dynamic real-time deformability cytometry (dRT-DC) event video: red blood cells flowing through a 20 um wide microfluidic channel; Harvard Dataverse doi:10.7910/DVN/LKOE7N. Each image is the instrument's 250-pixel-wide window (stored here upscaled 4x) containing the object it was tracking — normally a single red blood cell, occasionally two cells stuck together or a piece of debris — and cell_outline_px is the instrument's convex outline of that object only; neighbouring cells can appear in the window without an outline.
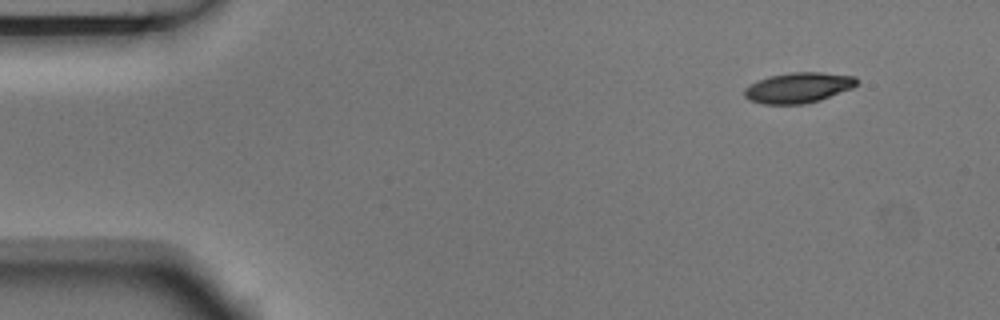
{"species": "Egyptian fruit bat (a non-hibernating species)", "species_latin": "Rousettus aegyptiacus", "temperature_condition": "room temperature", "stored_images_in_passage": 4, "camera_frame_rate_fps": 3000, "um_per_image_px": 0.085, "animal": {"sex": "male"}, "frame": {"image": 1, "passage_image": 1, "time_ms": 0.0, "image_size_px": [1000, 320], "cell_outline_px": [[860, 80], [852, 88], [820, 100], [804, 104], [764, 104], [748, 100], [744, 96], [744, 88], [768, 76], [792, 72], [820, 72], [856, 76]], "centroid_in_image_um": [67.87, 7.45], "position_along_channel_um": 17.1, "area_um2": 19.94}}
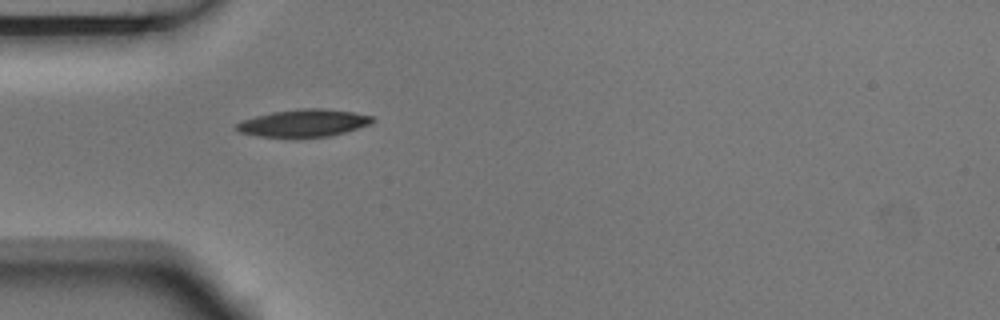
{"frame": {"image": 2, "passage_image": 4, "time_ms": 1.0, "image_size_px": [1000, 320], "cell_outline_px": [[376, 120], [372, 124], [332, 136], [256, 136], [240, 132], [236, 128], [236, 124], [244, 120], [256, 116], [272, 112], [304, 108], [320, 108], [352, 112], [372, 116]], "centroid_in_image_um": [25.87, 10.45], "position_along_channel_um": 59.1, "area_um2": 21.33}}